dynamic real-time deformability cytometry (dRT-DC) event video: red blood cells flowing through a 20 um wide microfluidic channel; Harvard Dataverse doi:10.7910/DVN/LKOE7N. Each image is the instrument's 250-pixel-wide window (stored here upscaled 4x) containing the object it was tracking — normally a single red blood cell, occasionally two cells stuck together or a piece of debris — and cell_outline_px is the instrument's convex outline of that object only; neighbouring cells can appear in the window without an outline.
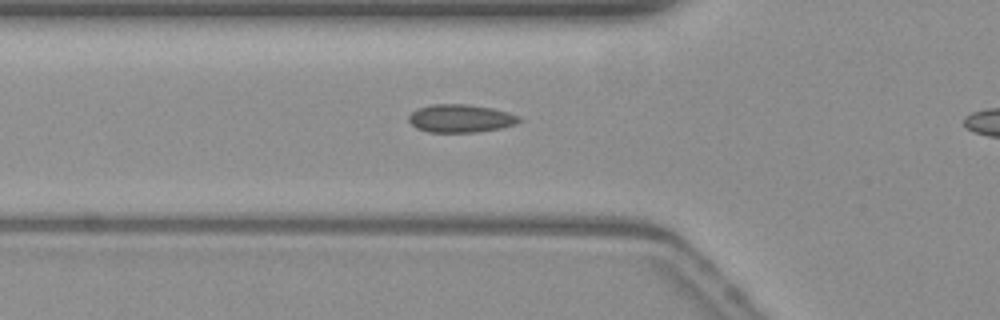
{"species": "common noctule bat (a hibernating species)", "species_latin": "Nyctalus noctula", "temperature_condition": "warm", "stored_images_in_passage": 5, "camera_frame_rate_fps": 3000, "um_per_image_px": 0.085, "animal": {"sex": "female", "body_mass_g": 19.3, "forearm_length_mm": 54.1}, "frame": {"image": 1, "passage_image": 3, "time_ms": 0.667, "image_size_px": [1000, 320], "cell_outline_px": [[520, 120], [512, 124], [500, 128], [476, 132], [428, 132], [416, 128], [408, 120], [408, 116], [412, 112], [420, 108], [432, 104], [468, 104], [492, 108], [508, 112], [520, 116]], "centroid_in_image_um": [39.12, 10.06], "position_along_channel_um": 86.7, "area_um2": 17.86}}